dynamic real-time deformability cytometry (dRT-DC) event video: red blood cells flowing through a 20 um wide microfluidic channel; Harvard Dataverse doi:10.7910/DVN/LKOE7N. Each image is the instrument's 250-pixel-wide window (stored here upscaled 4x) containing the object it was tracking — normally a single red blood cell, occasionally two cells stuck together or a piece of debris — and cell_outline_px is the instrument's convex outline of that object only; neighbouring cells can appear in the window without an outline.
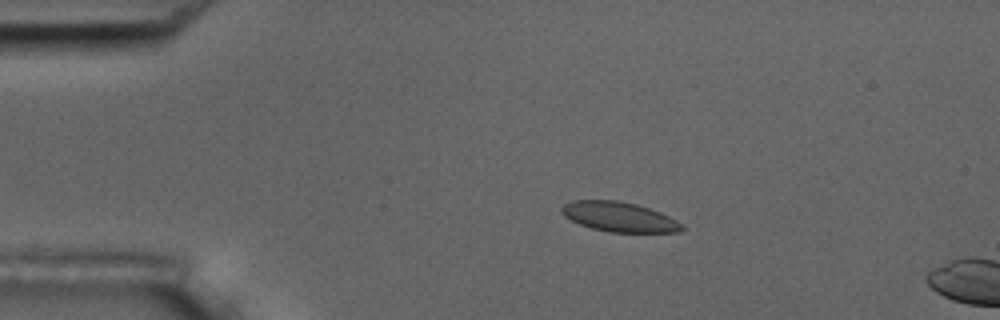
{"species": "common noctule bat (a hibernating species)", "species_latin": "Nyctalus noctula", "temperature_condition": "room temperature", "stored_images_in_passage": 4, "camera_frame_rate_fps": 3000, "um_per_image_px": 0.085, "animal": {"sex": "male", "body_mass_g": 17.5, "forearm_length_mm": 52.3}, "frame": {"image": 1, "passage_image": 3, "time_ms": 2.333, "image_size_px": [1000, 320], "cell_outline_px": [[684, 228], [680, 232], [608, 232], [592, 228], [580, 224], [564, 216], [560, 212], [560, 208], [564, 204], [572, 200], [616, 200], [636, 204], [660, 212], [684, 224]], "centroid_in_image_um": [52.62, 18.43], "position_along_channel_um": 32.4, "area_um2": 20.87}}